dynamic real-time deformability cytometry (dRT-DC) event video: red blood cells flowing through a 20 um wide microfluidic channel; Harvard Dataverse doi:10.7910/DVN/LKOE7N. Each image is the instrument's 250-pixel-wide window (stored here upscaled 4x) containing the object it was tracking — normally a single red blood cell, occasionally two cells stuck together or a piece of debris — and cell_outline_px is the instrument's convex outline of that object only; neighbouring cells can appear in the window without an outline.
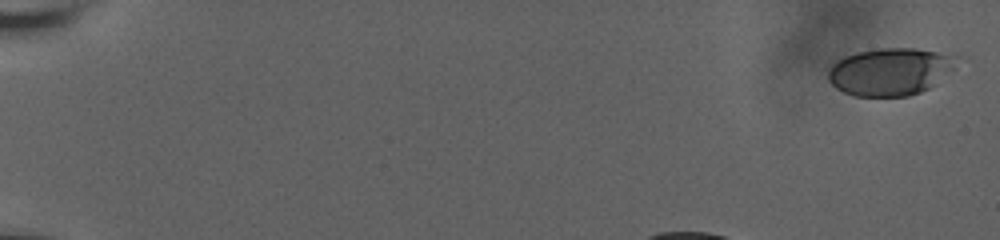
{"species": "human", "species_latin": "Homo sapiens", "temperature_condition": "room temperature", "stored_images_in_passage": 16, "camera_frame_rate_fps": 3000, "um_per_image_px": 0.085, "donor": {"sex": "male"}, "frame": {"image": 1, "passage_image": 1, "time_ms": 0.0, "image_size_px": [1000, 240], "cell_outline_px": [[956, 56], [952, 68], [928, 88], [920, 92], [908, 96], [856, 96], [844, 92], [836, 88], [828, 80], [828, 68], [832, 64], [844, 56], [856, 52], [880, 48], [912, 48], [936, 52]], "centroid_in_image_um": [75.57, 6.09], "position_along_channel_um": 9.4, "area_um2": 34.91}}